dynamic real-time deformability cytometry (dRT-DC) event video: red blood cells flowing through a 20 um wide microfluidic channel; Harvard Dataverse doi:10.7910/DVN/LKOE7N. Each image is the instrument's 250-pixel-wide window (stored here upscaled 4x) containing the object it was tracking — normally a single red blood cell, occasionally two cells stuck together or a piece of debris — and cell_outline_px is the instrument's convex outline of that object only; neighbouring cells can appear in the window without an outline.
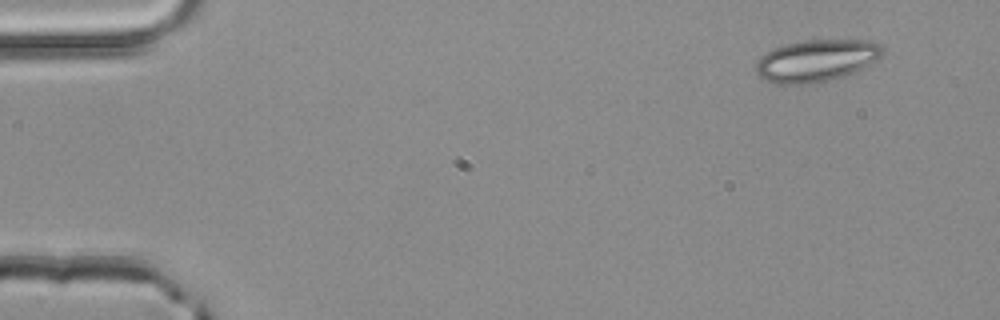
{"species": "common noctule bat (a hibernating species)", "species_latin": "Nyctalus noctula", "temperature_condition": "room temperature", "stored_images_in_passage": 3, "camera_frame_rate_fps": 3000, "um_per_image_px": 0.085, "animal": {"sex": "male", "body_mass_g": 20.4}, "frame": {"image": 1, "passage_image": 1, "time_ms": 0.0, "image_size_px": [1000, 320], "cell_outline_px": [[884, 52], [876, 60], [836, 80], [812, 84], [776, 84], [760, 76], [756, 72], [756, 64], [760, 56], [772, 48], [784, 44], [804, 40], [872, 40], [880, 44], [884, 48]], "centroid_in_image_um": [69.38, 5.15], "position_along_channel_um": 15.6, "area_um2": 31.21}}